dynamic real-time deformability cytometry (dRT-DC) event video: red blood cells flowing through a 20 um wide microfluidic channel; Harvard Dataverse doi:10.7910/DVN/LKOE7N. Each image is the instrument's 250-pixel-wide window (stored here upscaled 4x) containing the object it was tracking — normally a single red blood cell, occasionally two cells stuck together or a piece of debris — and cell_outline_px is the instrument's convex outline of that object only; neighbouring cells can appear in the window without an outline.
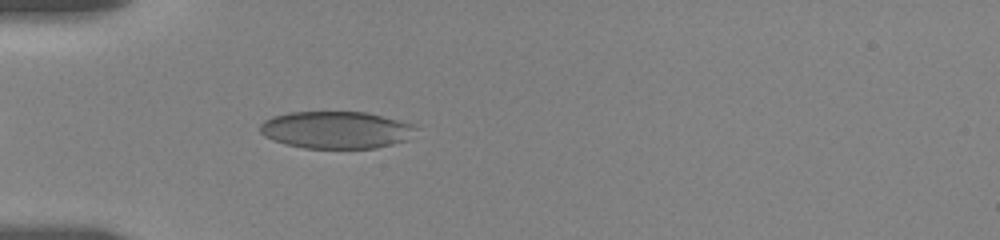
{"species": "human", "species_latin": "Homo sapiens", "temperature_condition": "room temperature", "stored_images_in_passage": 1, "camera_frame_rate_fps": 3000, "um_per_image_px": 0.085, "donor": {"sex": "female"}, "frame": {"image": 1, "passage_image": 1, "time_ms": 0.0, "image_size_px": [1000, 240], "cell_outline_px": [[416, 128], [408, 140], [376, 148], [304, 148], [284, 144], [272, 140], [264, 136], [260, 132], [260, 124], [264, 120], [272, 116], [288, 112], [368, 112], [412, 124]], "centroid_in_image_um": [28.52, 11.04], "position_along_channel_um": 56.5, "area_um2": 33.87}}